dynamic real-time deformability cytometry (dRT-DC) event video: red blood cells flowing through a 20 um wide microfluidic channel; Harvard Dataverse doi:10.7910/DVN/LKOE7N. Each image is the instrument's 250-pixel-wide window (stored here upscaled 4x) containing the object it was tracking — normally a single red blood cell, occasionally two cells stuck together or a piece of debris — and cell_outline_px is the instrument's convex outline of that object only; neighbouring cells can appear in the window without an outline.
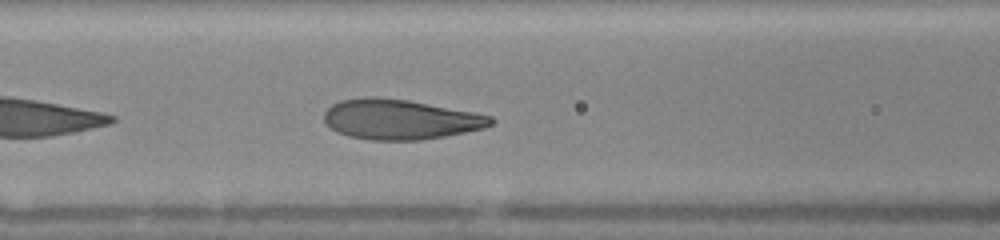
{"species": "human", "species_latin": "Homo sapiens", "temperature_condition": "warm", "stored_images_in_passage": 10, "camera_frame_rate_fps": 3000, "um_per_image_px": 0.085, "donor": {"sex": "female"}, "frame": {"image": 1, "passage_image": 10, "time_ms": 5.0, "image_size_px": [1000, 240], "cell_outline_px": [[496, 120], [492, 124], [484, 128], [444, 136], [420, 140], [368, 140], [348, 136], [336, 132], [324, 120], [324, 112], [332, 104], [340, 100], [364, 96], [376, 96], [408, 100], [476, 112], [492, 116]], "centroid_in_image_um": [34.01, 10.13], "position_along_channel_um": 132.6, "area_um2": 39.19}}